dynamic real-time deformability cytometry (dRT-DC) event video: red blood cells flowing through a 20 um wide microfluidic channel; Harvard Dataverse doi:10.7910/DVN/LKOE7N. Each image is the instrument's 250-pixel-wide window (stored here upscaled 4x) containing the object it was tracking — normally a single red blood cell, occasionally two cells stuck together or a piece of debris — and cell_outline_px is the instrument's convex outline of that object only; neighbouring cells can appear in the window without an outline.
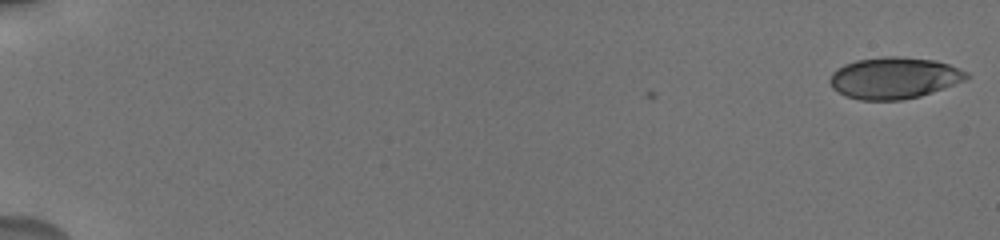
{"species": "human", "species_latin": "Homo sapiens", "temperature_condition": "cold", "stored_images_in_passage": 52, "camera_frame_rate_fps": 3000, "um_per_image_px": 0.085, "donor": {"sex": "male"}, "frame": {"image": 1, "passage_image": 1, "time_ms": 0.0, "image_size_px": [1000, 240], "cell_outline_px": [[972, 76], [964, 80], [932, 92], [920, 96], [900, 100], [860, 100], [844, 96], [832, 88], [828, 80], [832, 72], [836, 68], [844, 64], [856, 60], [884, 56], [900, 56], [936, 60], [948, 64], [968, 72]], "centroid_in_image_um": [75.96, 6.62], "position_along_channel_um": 9.0, "area_um2": 33.29}}
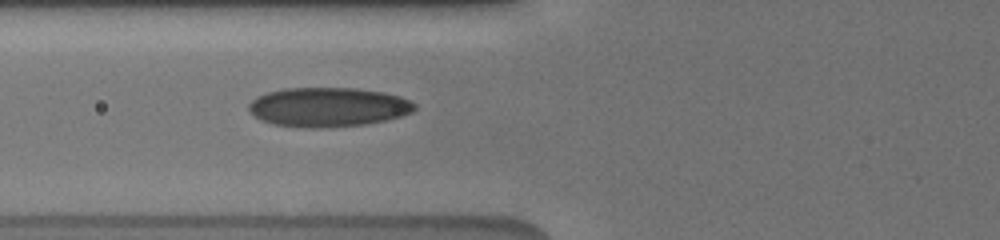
{"frame": {"image": 2, "passage_image": 39, "time_ms": 7.667, "image_size_px": [1000, 240], "cell_outline_px": [[416, 108], [412, 112], [400, 116], [384, 120], [364, 124], [320, 128], [312, 128], [276, 124], [260, 120], [248, 108], [248, 104], [256, 96], [268, 92], [284, 88], [356, 88], [384, 92], [400, 96], [416, 104]], "centroid_in_image_um": [27.89, 9.09], "position_along_channel_um": 97.9, "area_um2": 37.8}}
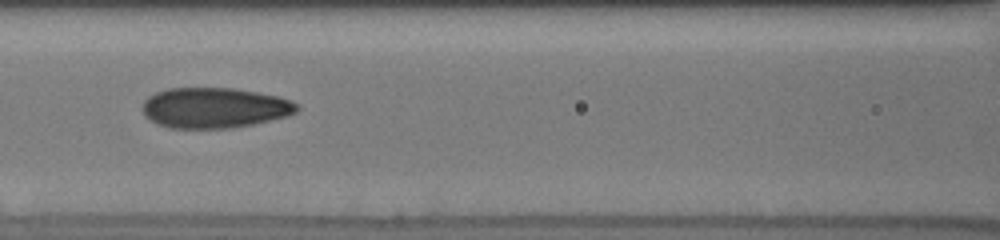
{"frame": {"image": 3, "passage_image": 47, "time_ms": 9.0, "image_size_px": [1000, 240], "cell_outline_px": [[300, 108], [296, 112], [288, 116], [252, 124], [228, 128], [168, 128], [156, 124], [144, 116], [144, 100], [148, 96], [156, 92], [168, 88], [232, 88], [280, 96], [292, 100], [300, 104]], "centroid_in_image_um": [18.25, 9.16], "position_along_channel_um": 148.3, "area_um2": 36.59}}